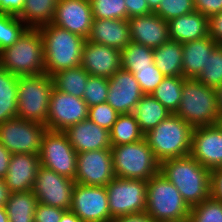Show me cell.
<instances>
[{
    "instance_id": "44",
    "label": "cell",
    "mask_w": 222,
    "mask_h": 222,
    "mask_svg": "<svg viewBox=\"0 0 222 222\" xmlns=\"http://www.w3.org/2000/svg\"><path fill=\"white\" fill-rule=\"evenodd\" d=\"M197 12L207 18L222 12V0H193Z\"/></svg>"
},
{
    "instance_id": "15",
    "label": "cell",
    "mask_w": 222,
    "mask_h": 222,
    "mask_svg": "<svg viewBox=\"0 0 222 222\" xmlns=\"http://www.w3.org/2000/svg\"><path fill=\"white\" fill-rule=\"evenodd\" d=\"M114 177L111 149L77 153L76 183L88 186H106Z\"/></svg>"
},
{
    "instance_id": "47",
    "label": "cell",
    "mask_w": 222,
    "mask_h": 222,
    "mask_svg": "<svg viewBox=\"0 0 222 222\" xmlns=\"http://www.w3.org/2000/svg\"><path fill=\"white\" fill-rule=\"evenodd\" d=\"M211 197L222 202V166L211 170Z\"/></svg>"
},
{
    "instance_id": "8",
    "label": "cell",
    "mask_w": 222,
    "mask_h": 222,
    "mask_svg": "<svg viewBox=\"0 0 222 222\" xmlns=\"http://www.w3.org/2000/svg\"><path fill=\"white\" fill-rule=\"evenodd\" d=\"M145 212L154 222L179 220L189 218L190 207L176 186L158 172L147 181Z\"/></svg>"
},
{
    "instance_id": "11",
    "label": "cell",
    "mask_w": 222,
    "mask_h": 222,
    "mask_svg": "<svg viewBox=\"0 0 222 222\" xmlns=\"http://www.w3.org/2000/svg\"><path fill=\"white\" fill-rule=\"evenodd\" d=\"M46 131L42 123L16 117L0 124V142L11 154L39 155Z\"/></svg>"
},
{
    "instance_id": "43",
    "label": "cell",
    "mask_w": 222,
    "mask_h": 222,
    "mask_svg": "<svg viewBox=\"0 0 222 222\" xmlns=\"http://www.w3.org/2000/svg\"><path fill=\"white\" fill-rule=\"evenodd\" d=\"M65 211L59 207L38 203L34 214V222H59Z\"/></svg>"
},
{
    "instance_id": "57",
    "label": "cell",
    "mask_w": 222,
    "mask_h": 222,
    "mask_svg": "<svg viewBox=\"0 0 222 222\" xmlns=\"http://www.w3.org/2000/svg\"><path fill=\"white\" fill-rule=\"evenodd\" d=\"M221 128H222V113L219 115L218 123H217Z\"/></svg>"
},
{
    "instance_id": "33",
    "label": "cell",
    "mask_w": 222,
    "mask_h": 222,
    "mask_svg": "<svg viewBox=\"0 0 222 222\" xmlns=\"http://www.w3.org/2000/svg\"><path fill=\"white\" fill-rule=\"evenodd\" d=\"M185 80L184 77H164L151 95L174 114L180 105Z\"/></svg>"
},
{
    "instance_id": "4",
    "label": "cell",
    "mask_w": 222,
    "mask_h": 222,
    "mask_svg": "<svg viewBox=\"0 0 222 222\" xmlns=\"http://www.w3.org/2000/svg\"><path fill=\"white\" fill-rule=\"evenodd\" d=\"M193 129L174 113L149 130L144 138L156 159L162 162L190 155Z\"/></svg>"
},
{
    "instance_id": "6",
    "label": "cell",
    "mask_w": 222,
    "mask_h": 222,
    "mask_svg": "<svg viewBox=\"0 0 222 222\" xmlns=\"http://www.w3.org/2000/svg\"><path fill=\"white\" fill-rule=\"evenodd\" d=\"M53 88V79L46 73L18 76L17 117L46 125Z\"/></svg>"
},
{
    "instance_id": "24",
    "label": "cell",
    "mask_w": 222,
    "mask_h": 222,
    "mask_svg": "<svg viewBox=\"0 0 222 222\" xmlns=\"http://www.w3.org/2000/svg\"><path fill=\"white\" fill-rule=\"evenodd\" d=\"M218 46L209 35L202 39L183 43L182 77L186 79H196L203 68H205L210 54Z\"/></svg>"
},
{
    "instance_id": "28",
    "label": "cell",
    "mask_w": 222,
    "mask_h": 222,
    "mask_svg": "<svg viewBox=\"0 0 222 222\" xmlns=\"http://www.w3.org/2000/svg\"><path fill=\"white\" fill-rule=\"evenodd\" d=\"M38 199L32 190L11 193L5 208L9 222H34Z\"/></svg>"
},
{
    "instance_id": "31",
    "label": "cell",
    "mask_w": 222,
    "mask_h": 222,
    "mask_svg": "<svg viewBox=\"0 0 222 222\" xmlns=\"http://www.w3.org/2000/svg\"><path fill=\"white\" fill-rule=\"evenodd\" d=\"M89 76L90 74L80 65L75 68L56 72L51 77L56 90L82 98Z\"/></svg>"
},
{
    "instance_id": "7",
    "label": "cell",
    "mask_w": 222,
    "mask_h": 222,
    "mask_svg": "<svg viewBox=\"0 0 222 222\" xmlns=\"http://www.w3.org/2000/svg\"><path fill=\"white\" fill-rule=\"evenodd\" d=\"M115 176L148 181L159 172L160 162L146 139L111 148Z\"/></svg>"
},
{
    "instance_id": "46",
    "label": "cell",
    "mask_w": 222,
    "mask_h": 222,
    "mask_svg": "<svg viewBox=\"0 0 222 222\" xmlns=\"http://www.w3.org/2000/svg\"><path fill=\"white\" fill-rule=\"evenodd\" d=\"M208 35L218 44H222V12L208 18Z\"/></svg>"
},
{
    "instance_id": "13",
    "label": "cell",
    "mask_w": 222,
    "mask_h": 222,
    "mask_svg": "<svg viewBox=\"0 0 222 222\" xmlns=\"http://www.w3.org/2000/svg\"><path fill=\"white\" fill-rule=\"evenodd\" d=\"M83 222H110L112 220L105 186L76 183L70 208Z\"/></svg>"
},
{
    "instance_id": "41",
    "label": "cell",
    "mask_w": 222,
    "mask_h": 222,
    "mask_svg": "<svg viewBox=\"0 0 222 222\" xmlns=\"http://www.w3.org/2000/svg\"><path fill=\"white\" fill-rule=\"evenodd\" d=\"M120 114L107 102L89 107L88 119L110 131Z\"/></svg>"
},
{
    "instance_id": "32",
    "label": "cell",
    "mask_w": 222,
    "mask_h": 222,
    "mask_svg": "<svg viewBox=\"0 0 222 222\" xmlns=\"http://www.w3.org/2000/svg\"><path fill=\"white\" fill-rule=\"evenodd\" d=\"M109 133L111 146L141 141L145 135L132 113L120 114Z\"/></svg>"
},
{
    "instance_id": "20",
    "label": "cell",
    "mask_w": 222,
    "mask_h": 222,
    "mask_svg": "<svg viewBox=\"0 0 222 222\" xmlns=\"http://www.w3.org/2000/svg\"><path fill=\"white\" fill-rule=\"evenodd\" d=\"M131 41L151 49L169 40L168 22L155 13L128 19Z\"/></svg>"
},
{
    "instance_id": "14",
    "label": "cell",
    "mask_w": 222,
    "mask_h": 222,
    "mask_svg": "<svg viewBox=\"0 0 222 222\" xmlns=\"http://www.w3.org/2000/svg\"><path fill=\"white\" fill-rule=\"evenodd\" d=\"M89 107L83 100L76 96L53 88L50 96L48 120L46 127L49 130L65 131L88 118Z\"/></svg>"
},
{
    "instance_id": "35",
    "label": "cell",
    "mask_w": 222,
    "mask_h": 222,
    "mask_svg": "<svg viewBox=\"0 0 222 222\" xmlns=\"http://www.w3.org/2000/svg\"><path fill=\"white\" fill-rule=\"evenodd\" d=\"M28 28L17 16L0 12V51L12 46Z\"/></svg>"
},
{
    "instance_id": "45",
    "label": "cell",
    "mask_w": 222,
    "mask_h": 222,
    "mask_svg": "<svg viewBox=\"0 0 222 222\" xmlns=\"http://www.w3.org/2000/svg\"><path fill=\"white\" fill-rule=\"evenodd\" d=\"M127 20L132 17L143 16L153 13L147 0H125Z\"/></svg>"
},
{
    "instance_id": "49",
    "label": "cell",
    "mask_w": 222,
    "mask_h": 222,
    "mask_svg": "<svg viewBox=\"0 0 222 222\" xmlns=\"http://www.w3.org/2000/svg\"><path fill=\"white\" fill-rule=\"evenodd\" d=\"M12 154L0 142V178L4 179L8 172L9 162Z\"/></svg>"
},
{
    "instance_id": "17",
    "label": "cell",
    "mask_w": 222,
    "mask_h": 222,
    "mask_svg": "<svg viewBox=\"0 0 222 222\" xmlns=\"http://www.w3.org/2000/svg\"><path fill=\"white\" fill-rule=\"evenodd\" d=\"M92 21L90 0H58L52 24L87 39Z\"/></svg>"
},
{
    "instance_id": "12",
    "label": "cell",
    "mask_w": 222,
    "mask_h": 222,
    "mask_svg": "<svg viewBox=\"0 0 222 222\" xmlns=\"http://www.w3.org/2000/svg\"><path fill=\"white\" fill-rule=\"evenodd\" d=\"M75 184V180L59 175L41 165L32 191L38 199V203L70 210Z\"/></svg>"
},
{
    "instance_id": "39",
    "label": "cell",
    "mask_w": 222,
    "mask_h": 222,
    "mask_svg": "<svg viewBox=\"0 0 222 222\" xmlns=\"http://www.w3.org/2000/svg\"><path fill=\"white\" fill-rule=\"evenodd\" d=\"M108 89L107 78L89 76L82 98L88 107L105 103L108 96Z\"/></svg>"
},
{
    "instance_id": "26",
    "label": "cell",
    "mask_w": 222,
    "mask_h": 222,
    "mask_svg": "<svg viewBox=\"0 0 222 222\" xmlns=\"http://www.w3.org/2000/svg\"><path fill=\"white\" fill-rule=\"evenodd\" d=\"M153 60L156 68L165 77H182V43L169 39L166 43L153 49Z\"/></svg>"
},
{
    "instance_id": "48",
    "label": "cell",
    "mask_w": 222,
    "mask_h": 222,
    "mask_svg": "<svg viewBox=\"0 0 222 222\" xmlns=\"http://www.w3.org/2000/svg\"><path fill=\"white\" fill-rule=\"evenodd\" d=\"M25 5V0H0V12L18 16Z\"/></svg>"
},
{
    "instance_id": "54",
    "label": "cell",
    "mask_w": 222,
    "mask_h": 222,
    "mask_svg": "<svg viewBox=\"0 0 222 222\" xmlns=\"http://www.w3.org/2000/svg\"><path fill=\"white\" fill-rule=\"evenodd\" d=\"M162 0H147L150 10L154 13Z\"/></svg>"
},
{
    "instance_id": "23",
    "label": "cell",
    "mask_w": 222,
    "mask_h": 222,
    "mask_svg": "<svg viewBox=\"0 0 222 222\" xmlns=\"http://www.w3.org/2000/svg\"><path fill=\"white\" fill-rule=\"evenodd\" d=\"M87 40L121 51L131 42L129 22L127 19H93Z\"/></svg>"
},
{
    "instance_id": "25",
    "label": "cell",
    "mask_w": 222,
    "mask_h": 222,
    "mask_svg": "<svg viewBox=\"0 0 222 222\" xmlns=\"http://www.w3.org/2000/svg\"><path fill=\"white\" fill-rule=\"evenodd\" d=\"M169 39L180 43L208 36V18L193 11L168 21Z\"/></svg>"
},
{
    "instance_id": "40",
    "label": "cell",
    "mask_w": 222,
    "mask_h": 222,
    "mask_svg": "<svg viewBox=\"0 0 222 222\" xmlns=\"http://www.w3.org/2000/svg\"><path fill=\"white\" fill-rule=\"evenodd\" d=\"M193 11H196L193 0H162L154 13L168 22Z\"/></svg>"
},
{
    "instance_id": "42",
    "label": "cell",
    "mask_w": 222,
    "mask_h": 222,
    "mask_svg": "<svg viewBox=\"0 0 222 222\" xmlns=\"http://www.w3.org/2000/svg\"><path fill=\"white\" fill-rule=\"evenodd\" d=\"M133 75L138 81L144 95H151L165 77L156 68L154 63L152 64V68L137 69Z\"/></svg>"
},
{
    "instance_id": "50",
    "label": "cell",
    "mask_w": 222,
    "mask_h": 222,
    "mask_svg": "<svg viewBox=\"0 0 222 222\" xmlns=\"http://www.w3.org/2000/svg\"><path fill=\"white\" fill-rule=\"evenodd\" d=\"M110 222H154V220L146 212H143L114 218Z\"/></svg>"
},
{
    "instance_id": "22",
    "label": "cell",
    "mask_w": 222,
    "mask_h": 222,
    "mask_svg": "<svg viewBox=\"0 0 222 222\" xmlns=\"http://www.w3.org/2000/svg\"><path fill=\"white\" fill-rule=\"evenodd\" d=\"M69 143L77 153L110 149V133L90 119L71 125L65 131Z\"/></svg>"
},
{
    "instance_id": "2",
    "label": "cell",
    "mask_w": 222,
    "mask_h": 222,
    "mask_svg": "<svg viewBox=\"0 0 222 222\" xmlns=\"http://www.w3.org/2000/svg\"><path fill=\"white\" fill-rule=\"evenodd\" d=\"M38 29L44 45L46 74L52 76L56 72L81 65L85 38L52 23Z\"/></svg>"
},
{
    "instance_id": "10",
    "label": "cell",
    "mask_w": 222,
    "mask_h": 222,
    "mask_svg": "<svg viewBox=\"0 0 222 222\" xmlns=\"http://www.w3.org/2000/svg\"><path fill=\"white\" fill-rule=\"evenodd\" d=\"M39 158L43 167L75 180L77 152L69 143L64 131L47 129L42 139Z\"/></svg>"
},
{
    "instance_id": "56",
    "label": "cell",
    "mask_w": 222,
    "mask_h": 222,
    "mask_svg": "<svg viewBox=\"0 0 222 222\" xmlns=\"http://www.w3.org/2000/svg\"><path fill=\"white\" fill-rule=\"evenodd\" d=\"M158 222H190V220H189V218H187V219L166 220V221H158Z\"/></svg>"
},
{
    "instance_id": "55",
    "label": "cell",
    "mask_w": 222,
    "mask_h": 222,
    "mask_svg": "<svg viewBox=\"0 0 222 222\" xmlns=\"http://www.w3.org/2000/svg\"><path fill=\"white\" fill-rule=\"evenodd\" d=\"M0 222H9L5 206L0 207Z\"/></svg>"
},
{
    "instance_id": "38",
    "label": "cell",
    "mask_w": 222,
    "mask_h": 222,
    "mask_svg": "<svg viewBox=\"0 0 222 222\" xmlns=\"http://www.w3.org/2000/svg\"><path fill=\"white\" fill-rule=\"evenodd\" d=\"M93 19H127L125 0H90Z\"/></svg>"
},
{
    "instance_id": "16",
    "label": "cell",
    "mask_w": 222,
    "mask_h": 222,
    "mask_svg": "<svg viewBox=\"0 0 222 222\" xmlns=\"http://www.w3.org/2000/svg\"><path fill=\"white\" fill-rule=\"evenodd\" d=\"M190 156L210 171L222 166V128L218 124L195 127Z\"/></svg>"
},
{
    "instance_id": "18",
    "label": "cell",
    "mask_w": 222,
    "mask_h": 222,
    "mask_svg": "<svg viewBox=\"0 0 222 222\" xmlns=\"http://www.w3.org/2000/svg\"><path fill=\"white\" fill-rule=\"evenodd\" d=\"M106 102L119 114H130L144 93L134 75L124 69L117 71L108 79Z\"/></svg>"
},
{
    "instance_id": "3",
    "label": "cell",
    "mask_w": 222,
    "mask_h": 222,
    "mask_svg": "<svg viewBox=\"0 0 222 222\" xmlns=\"http://www.w3.org/2000/svg\"><path fill=\"white\" fill-rule=\"evenodd\" d=\"M2 70L17 76L45 73L44 45L38 28H28L9 47L0 51Z\"/></svg>"
},
{
    "instance_id": "34",
    "label": "cell",
    "mask_w": 222,
    "mask_h": 222,
    "mask_svg": "<svg viewBox=\"0 0 222 222\" xmlns=\"http://www.w3.org/2000/svg\"><path fill=\"white\" fill-rule=\"evenodd\" d=\"M153 49L131 41L121 50V68L132 74L137 69L152 68Z\"/></svg>"
},
{
    "instance_id": "52",
    "label": "cell",
    "mask_w": 222,
    "mask_h": 222,
    "mask_svg": "<svg viewBox=\"0 0 222 222\" xmlns=\"http://www.w3.org/2000/svg\"><path fill=\"white\" fill-rule=\"evenodd\" d=\"M59 222H83L73 211L66 210Z\"/></svg>"
},
{
    "instance_id": "30",
    "label": "cell",
    "mask_w": 222,
    "mask_h": 222,
    "mask_svg": "<svg viewBox=\"0 0 222 222\" xmlns=\"http://www.w3.org/2000/svg\"><path fill=\"white\" fill-rule=\"evenodd\" d=\"M18 76L8 71L0 72V124L17 117Z\"/></svg>"
},
{
    "instance_id": "51",
    "label": "cell",
    "mask_w": 222,
    "mask_h": 222,
    "mask_svg": "<svg viewBox=\"0 0 222 222\" xmlns=\"http://www.w3.org/2000/svg\"><path fill=\"white\" fill-rule=\"evenodd\" d=\"M10 194L11 192L9 187L6 185L5 180L0 178V207L6 205Z\"/></svg>"
},
{
    "instance_id": "36",
    "label": "cell",
    "mask_w": 222,
    "mask_h": 222,
    "mask_svg": "<svg viewBox=\"0 0 222 222\" xmlns=\"http://www.w3.org/2000/svg\"><path fill=\"white\" fill-rule=\"evenodd\" d=\"M196 80L214 89L222 85V47L220 45L210 54L205 68Z\"/></svg>"
},
{
    "instance_id": "5",
    "label": "cell",
    "mask_w": 222,
    "mask_h": 222,
    "mask_svg": "<svg viewBox=\"0 0 222 222\" xmlns=\"http://www.w3.org/2000/svg\"><path fill=\"white\" fill-rule=\"evenodd\" d=\"M176 115L193 128L218 123L216 89L200 83L196 79H186L182 86V97Z\"/></svg>"
},
{
    "instance_id": "58",
    "label": "cell",
    "mask_w": 222,
    "mask_h": 222,
    "mask_svg": "<svg viewBox=\"0 0 222 222\" xmlns=\"http://www.w3.org/2000/svg\"><path fill=\"white\" fill-rule=\"evenodd\" d=\"M1 70H2V65H1V58H0V72H1Z\"/></svg>"
},
{
    "instance_id": "9",
    "label": "cell",
    "mask_w": 222,
    "mask_h": 222,
    "mask_svg": "<svg viewBox=\"0 0 222 222\" xmlns=\"http://www.w3.org/2000/svg\"><path fill=\"white\" fill-rule=\"evenodd\" d=\"M105 187L112 219L145 212L147 181L115 176Z\"/></svg>"
},
{
    "instance_id": "1",
    "label": "cell",
    "mask_w": 222,
    "mask_h": 222,
    "mask_svg": "<svg viewBox=\"0 0 222 222\" xmlns=\"http://www.w3.org/2000/svg\"><path fill=\"white\" fill-rule=\"evenodd\" d=\"M159 173L176 186L190 208L211 197V171L190 155L160 162Z\"/></svg>"
},
{
    "instance_id": "19",
    "label": "cell",
    "mask_w": 222,
    "mask_h": 222,
    "mask_svg": "<svg viewBox=\"0 0 222 222\" xmlns=\"http://www.w3.org/2000/svg\"><path fill=\"white\" fill-rule=\"evenodd\" d=\"M81 66L90 76L109 79L121 69V51L86 39Z\"/></svg>"
},
{
    "instance_id": "27",
    "label": "cell",
    "mask_w": 222,
    "mask_h": 222,
    "mask_svg": "<svg viewBox=\"0 0 222 222\" xmlns=\"http://www.w3.org/2000/svg\"><path fill=\"white\" fill-rule=\"evenodd\" d=\"M132 114L137 120L140 130L146 134L172 113L152 95H143Z\"/></svg>"
},
{
    "instance_id": "29",
    "label": "cell",
    "mask_w": 222,
    "mask_h": 222,
    "mask_svg": "<svg viewBox=\"0 0 222 222\" xmlns=\"http://www.w3.org/2000/svg\"><path fill=\"white\" fill-rule=\"evenodd\" d=\"M58 0H25L22 12L17 16L29 28L52 23Z\"/></svg>"
},
{
    "instance_id": "37",
    "label": "cell",
    "mask_w": 222,
    "mask_h": 222,
    "mask_svg": "<svg viewBox=\"0 0 222 222\" xmlns=\"http://www.w3.org/2000/svg\"><path fill=\"white\" fill-rule=\"evenodd\" d=\"M190 222H222V202L212 197L192 206L189 213Z\"/></svg>"
},
{
    "instance_id": "53",
    "label": "cell",
    "mask_w": 222,
    "mask_h": 222,
    "mask_svg": "<svg viewBox=\"0 0 222 222\" xmlns=\"http://www.w3.org/2000/svg\"><path fill=\"white\" fill-rule=\"evenodd\" d=\"M217 106L219 109V113H222V85H220L217 89Z\"/></svg>"
},
{
    "instance_id": "21",
    "label": "cell",
    "mask_w": 222,
    "mask_h": 222,
    "mask_svg": "<svg viewBox=\"0 0 222 222\" xmlns=\"http://www.w3.org/2000/svg\"><path fill=\"white\" fill-rule=\"evenodd\" d=\"M41 166L39 155L12 154L8 172L4 177L11 193L33 190L36 174Z\"/></svg>"
}]
</instances>
